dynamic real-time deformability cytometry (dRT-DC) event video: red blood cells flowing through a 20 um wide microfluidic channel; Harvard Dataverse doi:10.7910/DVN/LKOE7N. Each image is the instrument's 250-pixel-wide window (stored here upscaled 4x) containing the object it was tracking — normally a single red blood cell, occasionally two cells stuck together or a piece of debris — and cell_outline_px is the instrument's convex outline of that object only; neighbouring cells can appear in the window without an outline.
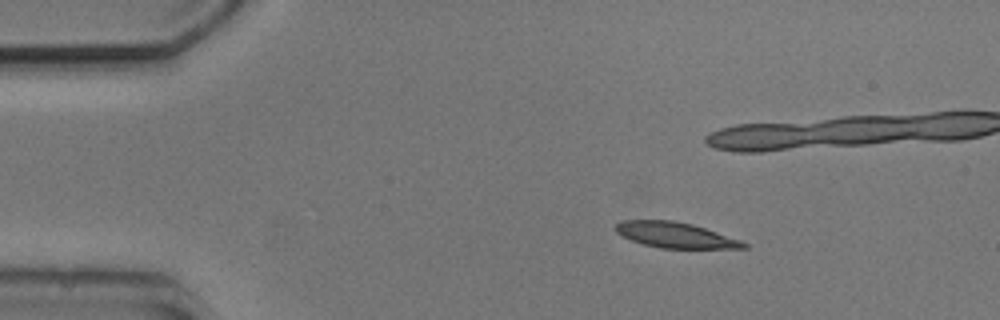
{"species": "common noctule bat (a hibernating species)", "species_latin": "Nyctalus noctula", "temperature_condition": "cold", "stored_images_in_passage": 5, "camera_frame_rate_fps": 3000, "um_per_image_px": 0.085, "animal": {"sex": "male", "body_mass_g": 20.5, "forearm_length_mm": 52.5}, "frame": {"image": 1, "passage_image": 3, "time_ms": 2.333, "image_size_px": [1000, 320], "cell_outline_px": [[748, 248], [660, 248], [644, 244], [632, 240], [616, 232], [616, 224], [620, 220], [672, 220], [692, 224], [740, 240], [748, 244]], "centroid_in_image_um": [57.39, 19.97], "position_along_channel_um": 27.6, "area_um2": 18.79}}